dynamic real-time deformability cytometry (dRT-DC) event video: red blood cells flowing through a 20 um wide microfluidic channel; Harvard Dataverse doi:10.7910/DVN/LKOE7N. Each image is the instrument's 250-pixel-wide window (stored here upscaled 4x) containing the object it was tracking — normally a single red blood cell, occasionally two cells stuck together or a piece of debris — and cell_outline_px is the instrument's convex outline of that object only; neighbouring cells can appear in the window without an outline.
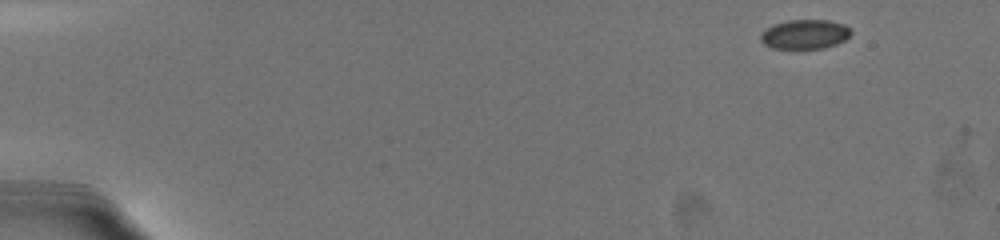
{"species": "common noctule bat (a hibernating species)", "species_latin": "Nyctalus noctula", "temperature_condition": "warm", "stored_images_in_passage": 41, "camera_frame_rate_fps": 3000, "um_per_image_px": 0.085, "animal": {"sex": "female", "body_mass_g": 19.5, "forearm_length_mm": 54.1}, "frame": {"image": 1, "passage_image": 1, "time_ms": 0.0, "image_size_px": [1000, 240], "cell_outline_px": [[852, 32], [844, 40], [836, 44], [824, 48], [772, 48], [764, 44], [760, 40], [760, 32], [764, 28], [772, 24], [788, 20], [828, 20], [844, 24]], "centroid_in_image_um": [68.36, 2.9], "position_along_channel_um": 16.6, "area_um2": 15.55}}
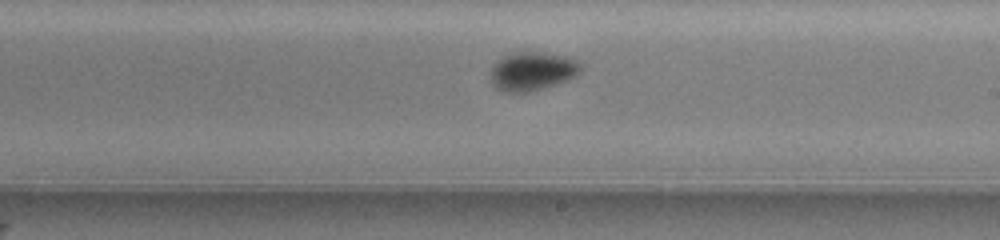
{"frame": {"image": 2, "passage_image": 17, "time_ms": 10.0, "image_size_px": [1000, 240], "cell_outline_px": [[580, 72], [568, 80], [556, 84], [528, 92], [504, 92], [496, 88], [492, 84], [492, 68], [504, 56], [512, 52], [544, 52], [564, 56], [576, 60], [580, 64]], "centroid_in_image_um": [45.25, 6.05], "position_along_channel_um": 243.7, "area_um2": 20.0}}
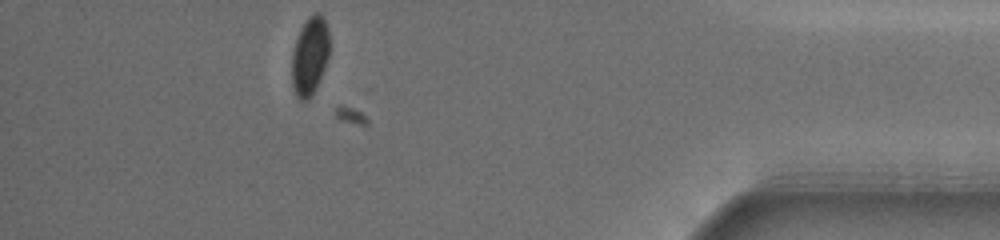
{"frame": {"image": 3, "passage_image": 35, "time_ms": 15.667, "image_size_px": [1000, 240], "cell_outline_px": [[328, 56], [324, 68], [316, 88], [312, 96], [308, 100], [300, 100], [296, 96], [292, 84], [292, 52], [296, 40], [308, 16], [316, 12], [320, 12], [324, 16], [328, 32]], "centroid_in_image_um": [26.33, 4.77], "position_along_channel_um": 408.9, "area_um2": 16.99}, "authors_computed_cell_mechanics": {"area_um2": 17.918, "velocity_mm_per_s": 3.6684, "shape_relaxation_time_tau1_ms": 3.4355, "shape_relaxation_time_tau2_ms": null, "deformation_change_tau1": 0.0582, "deformation_change_tau2": null}}